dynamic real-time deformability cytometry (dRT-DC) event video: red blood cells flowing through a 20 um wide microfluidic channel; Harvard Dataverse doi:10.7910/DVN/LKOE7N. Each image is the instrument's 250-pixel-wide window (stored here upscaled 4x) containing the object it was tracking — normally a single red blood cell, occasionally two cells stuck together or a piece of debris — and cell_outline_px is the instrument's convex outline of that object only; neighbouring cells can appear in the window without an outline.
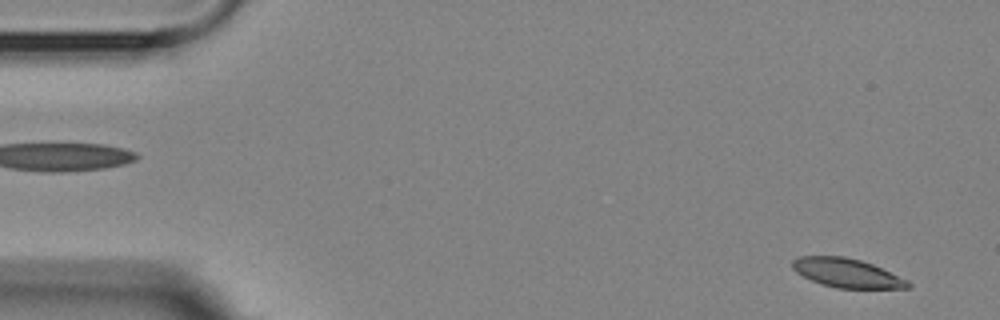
{"species": "Egyptian fruit bat (a non-hibernating species)", "species_latin": "Rousettus aegyptiacus", "temperature_condition": "room temperature", "stored_images_in_passage": 5, "segment_of_instrument_passage": [2, 2], "camera_frame_rate_fps": 3000, "um_per_image_px": 0.085, "animal": {"sex": "female"}, "frame": {"image": 1, "passage_image": 5, "time_ms": 4.667, "image_size_px": [1000, 320], "cell_outline_px": [[912, 288], [836, 288], [812, 280], [796, 272], [792, 268], [792, 260], [800, 256], [844, 256], [860, 260], [872, 264], [908, 280], [912, 284]], "centroid_in_image_um": [72.0, 23.2], "position_along_channel_um": 13.0, "area_um2": 19.36}}